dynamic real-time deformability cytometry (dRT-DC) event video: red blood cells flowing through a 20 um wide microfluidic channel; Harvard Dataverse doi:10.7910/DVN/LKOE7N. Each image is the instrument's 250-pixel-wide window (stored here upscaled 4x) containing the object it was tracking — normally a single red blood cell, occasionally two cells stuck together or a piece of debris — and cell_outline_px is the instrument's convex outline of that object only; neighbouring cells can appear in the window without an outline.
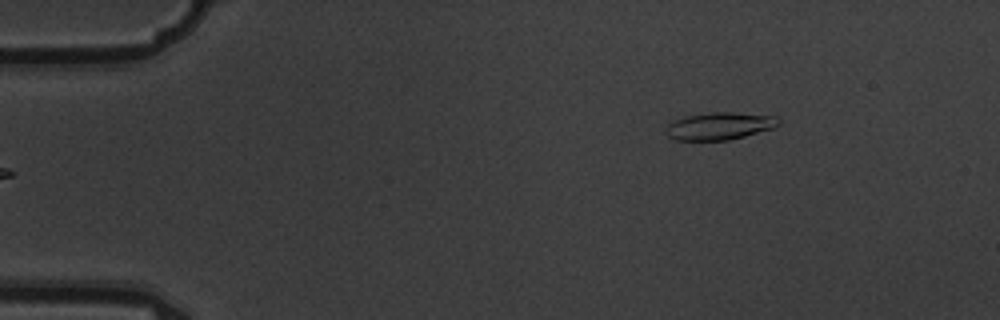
{"species": "common noctule bat (a hibernating species)", "species_latin": "Nyctalus noctula", "temperature_condition": "warm", "stored_images_in_passage": 5, "camera_frame_rate_fps": 3000, "um_per_image_px": 0.085, "animal": {"sex": "male", "body_mass_g": 19.5, "forearm_length_mm": 54.6}, "frame": {"image": 1, "passage_image": 5, "time_ms": 1.333, "image_size_px": [1000, 320], "cell_outline_px": [[780, 124], [772, 128], [744, 136], [728, 140], [676, 140], [668, 136], [668, 124], [684, 116], [712, 112], [732, 112], [776, 116], [780, 120]], "centroid_in_image_um": [61.19, 10.7], "position_along_channel_um": 23.8, "area_um2": 17.74}}